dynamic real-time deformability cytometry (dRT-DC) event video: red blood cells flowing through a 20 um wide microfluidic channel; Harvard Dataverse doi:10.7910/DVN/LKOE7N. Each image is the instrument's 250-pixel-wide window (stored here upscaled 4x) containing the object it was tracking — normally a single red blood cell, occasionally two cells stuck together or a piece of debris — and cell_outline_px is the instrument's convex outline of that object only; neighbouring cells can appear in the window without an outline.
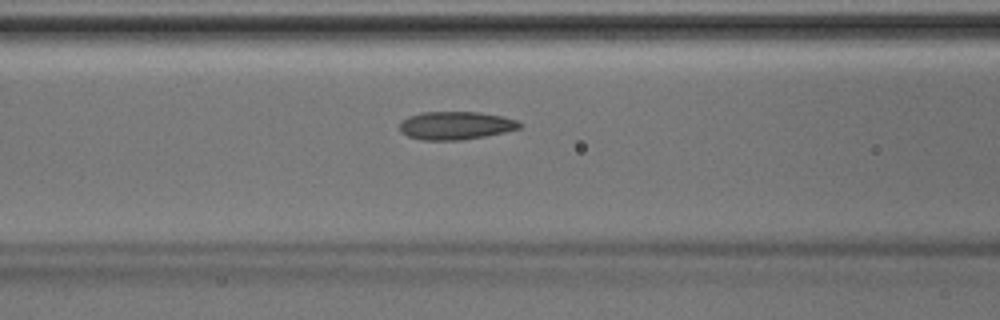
{"species": "Egyptian fruit bat (a non-hibernating species)", "species_latin": "Rousettus aegyptiacus", "temperature_condition": "room temperature", "stored_images_in_passage": 33, "camera_frame_rate_fps": 3000, "um_per_image_px": 0.085, "animal": {"sex": "male"}, "frame": {"image": 1, "passage_image": 8, "time_ms": 2.333, "image_size_px": [1000, 320], "cell_outline_px": [[524, 124], [520, 128], [504, 132], [484, 136], [460, 140], [420, 140], [408, 136], [400, 132], [400, 124], [408, 116], [424, 112], [480, 112], [504, 116], [516, 120]], "centroid_in_image_um": [38.75, 10.67], "position_along_channel_um": 127.8, "area_um2": 19.65}}
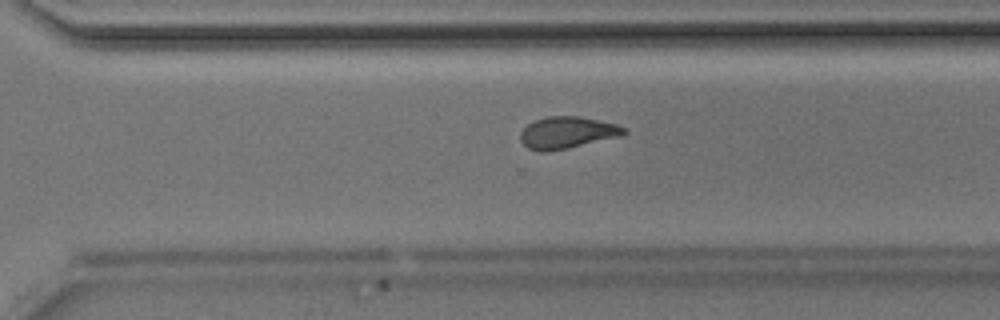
{"frame": {"image": 2, "passage_image": 21, "time_ms": 6.667, "image_size_px": [1000, 320], "cell_outline_px": [[628, 132], [624, 136], [568, 148], [548, 152], [540, 152], [528, 148], [520, 140], [520, 132], [528, 124], [536, 120], [548, 116], [580, 116], [616, 124], [624, 128]], "centroid_in_image_um": [48.23, 11.28], "position_along_channel_um": 322.4, "area_um2": 19.36}}
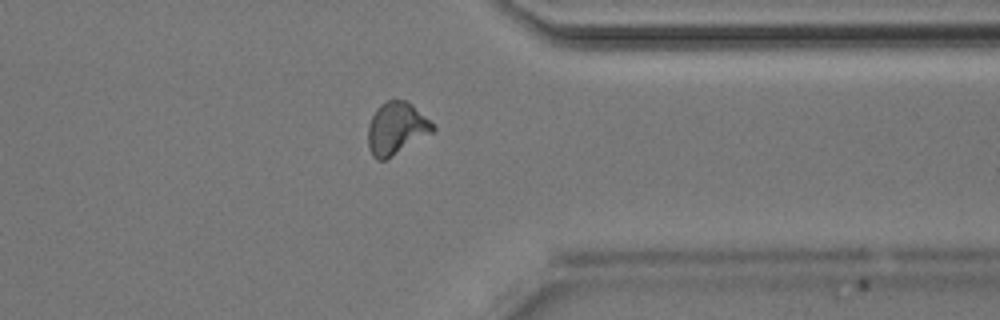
{"frame": {"image": 3, "passage_image": 25, "time_ms": 8.0, "image_size_px": [1000, 320], "cell_outline_px": [[436, 128], [432, 132], [392, 156], [384, 160], [376, 160], [372, 156], [368, 148], [368, 124], [376, 108], [380, 104], [388, 100], [404, 100], [412, 104]], "centroid_in_image_um": [33.64, 10.92], "position_along_channel_um": 377.8, "area_um2": 19.48}}